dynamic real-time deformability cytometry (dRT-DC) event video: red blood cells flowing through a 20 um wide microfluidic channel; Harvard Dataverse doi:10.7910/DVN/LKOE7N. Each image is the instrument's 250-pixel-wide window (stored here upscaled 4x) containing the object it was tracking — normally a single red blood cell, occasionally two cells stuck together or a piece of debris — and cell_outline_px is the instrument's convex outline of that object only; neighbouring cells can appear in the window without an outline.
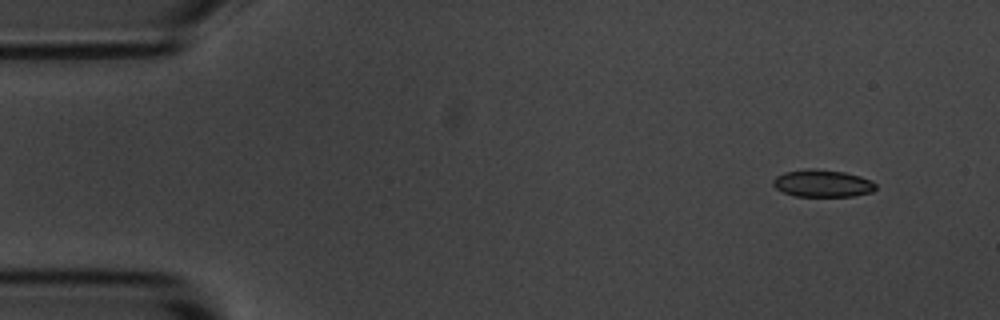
{"species": "common noctule bat (a hibernating species)", "species_latin": "Nyctalus noctula", "temperature_condition": "room temperature", "stored_images_in_passage": 4, "camera_frame_rate_fps": 3000, "um_per_image_px": 0.085, "animal": {"sex": "male", "body_mass_g": 20.1, "forearm_length_mm": 53.5}, "frame": {"image": 1, "passage_image": 1, "time_ms": 0.0, "image_size_px": [1000, 320], "cell_outline_px": [[876, 188], [872, 192], [852, 196], [796, 196], [784, 192], [776, 188], [772, 184], [772, 180], [776, 176], [784, 172], [812, 168], [844, 172], [860, 176], [872, 180], [876, 184]], "centroid_in_image_um": [69.92, 15.58], "position_along_channel_um": 15.1, "area_um2": 16.3}}
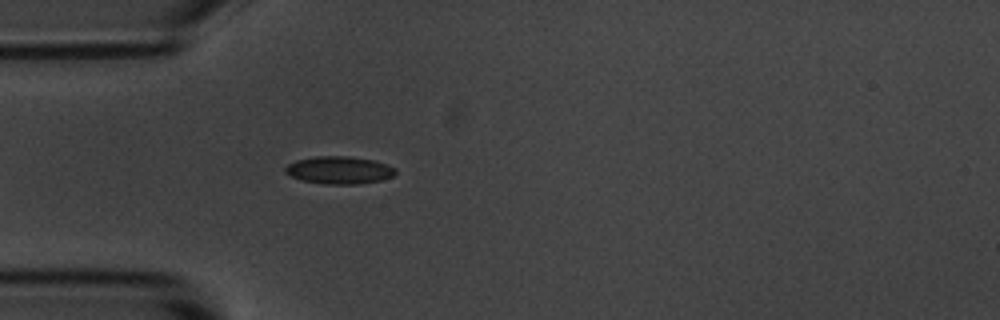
{"frame": {"image": 2, "passage_image": 4, "time_ms": 3.667, "image_size_px": [1000, 320], "cell_outline_px": [[396, 172], [392, 176], [380, 180], [360, 184], [324, 184], [300, 180], [284, 172], [284, 168], [288, 164], [296, 160], [316, 156], [348, 156], [376, 160], [388, 164], [396, 168]], "centroid_in_image_um": [28.84, 14.45], "position_along_channel_um": 56.2, "area_um2": 17.86}}